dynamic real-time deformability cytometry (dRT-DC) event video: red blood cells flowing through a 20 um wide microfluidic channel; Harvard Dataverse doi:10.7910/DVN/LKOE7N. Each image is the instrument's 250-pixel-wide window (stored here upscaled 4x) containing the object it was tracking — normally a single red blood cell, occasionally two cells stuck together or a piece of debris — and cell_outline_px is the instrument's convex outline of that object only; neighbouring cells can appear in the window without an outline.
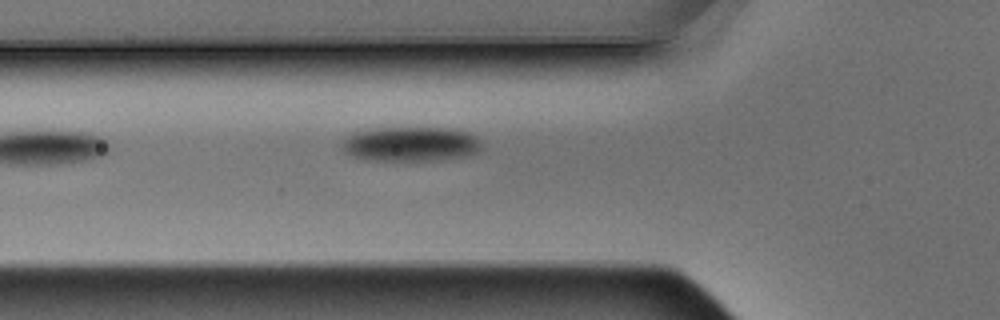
{"species": "Egyptian fruit bat (a non-hibernating species)", "species_latin": "Rousettus aegyptiacus", "temperature_condition": "warm", "stored_images_in_passage": 3, "camera_frame_rate_fps": 3000, "um_per_image_px": 0.085, "animal": {"sex": "male"}, "frame": {"image": 1, "passage_image": 3, "time_ms": 0.667, "image_size_px": [1000, 320], "cell_outline_px": [[480, 148], [476, 152], [464, 156], [436, 160], [368, 160], [352, 156], [344, 152], [340, 148], [344, 140], [352, 132], [368, 128], [452, 128], [468, 132], [476, 136], [480, 140]], "centroid_in_image_um": [34.86, 12.23], "position_along_channel_um": 90.9, "area_um2": 28.26}}